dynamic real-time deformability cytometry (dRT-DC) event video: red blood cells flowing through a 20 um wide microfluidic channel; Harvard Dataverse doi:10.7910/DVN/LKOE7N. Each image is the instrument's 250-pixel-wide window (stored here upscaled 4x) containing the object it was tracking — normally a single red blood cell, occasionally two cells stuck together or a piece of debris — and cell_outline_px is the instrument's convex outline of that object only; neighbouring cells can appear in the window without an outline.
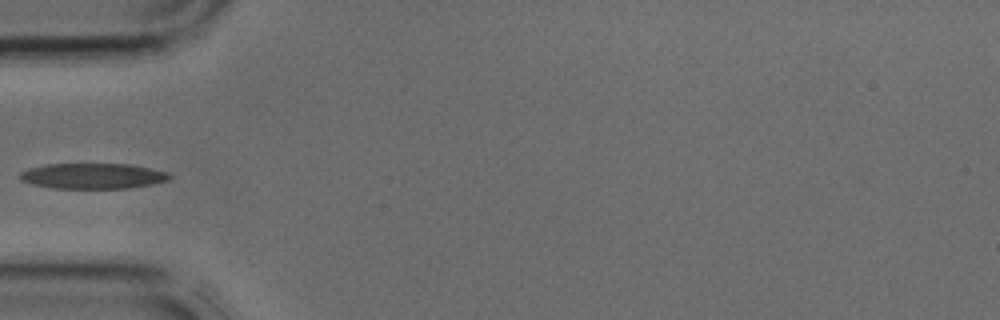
{"species": "common noctule bat (a hibernating species)", "species_latin": "Nyctalus noctula", "temperature_condition": "cold", "stored_images_in_passage": 3, "camera_frame_rate_fps": 3000, "um_per_image_px": 0.085, "animal": {"sex": "male", "body_mass_g": 17.9, "forearm_length_mm": 54.2}, "frame": {"image": 1, "passage_image": 3, "time_ms": 0.667, "image_size_px": [1000, 320], "cell_outline_px": [[172, 180], [152, 184], [128, 188], [52, 188], [32, 184], [20, 180], [20, 172], [28, 168], [44, 164], [132, 164], [168, 172], [172, 176]], "centroid_in_image_um": [7.91, 14.95], "position_along_channel_um": 77.1, "area_um2": 22.43}}